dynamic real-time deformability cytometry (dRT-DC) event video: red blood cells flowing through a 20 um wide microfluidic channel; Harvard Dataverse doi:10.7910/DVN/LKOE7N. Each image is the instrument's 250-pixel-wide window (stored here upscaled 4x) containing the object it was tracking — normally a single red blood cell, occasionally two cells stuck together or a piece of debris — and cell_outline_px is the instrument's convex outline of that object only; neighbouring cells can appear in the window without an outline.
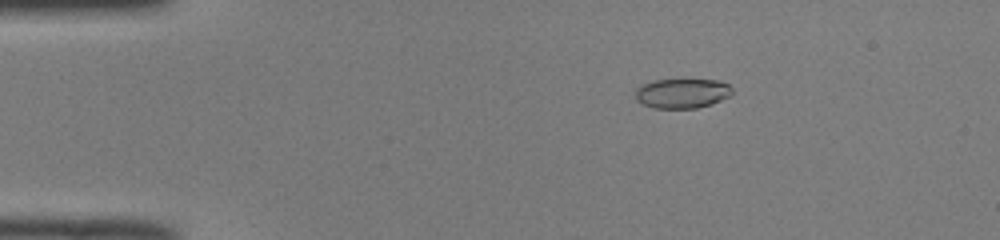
{"species": "common noctule bat (a hibernating species)", "species_latin": "Nyctalus noctula", "temperature_condition": "room temperature", "stored_images_in_passage": 47, "camera_frame_rate_fps": 3000, "um_per_image_px": 0.085, "animal": {"sex": "male", "body_mass_g": 19.0, "forearm_length_mm": 50.8}, "frame": {"image": 1, "passage_image": 5, "time_ms": 1.333, "image_size_px": [1000, 240], "cell_outline_px": [[732, 92], [728, 96], [712, 104], [696, 108], [656, 108], [640, 104], [636, 100], [636, 88], [640, 84], [652, 80], [720, 80], [728, 84], [732, 88]], "centroid_in_image_um": [57.94, 7.93], "position_along_channel_um": 27.1, "area_um2": 16.82}}
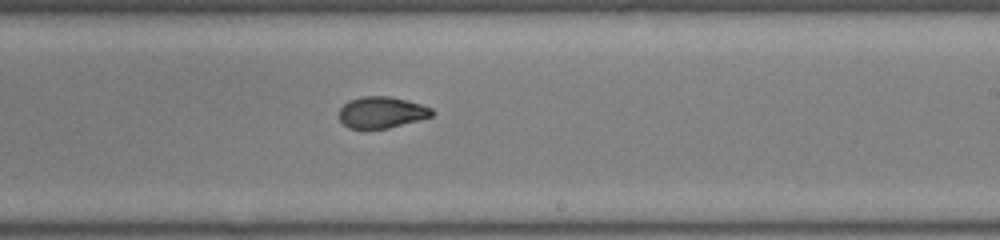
{"frame": {"image": 2, "passage_image": 27, "time_ms": 8.667, "image_size_px": [1000, 240], "cell_outline_px": [[436, 112], [432, 116], [420, 120], [388, 128], [348, 128], [340, 120], [340, 108], [348, 100], [360, 96], [392, 96], [420, 104], [432, 108]], "centroid_in_image_um": [32.46, 9.54], "position_along_channel_um": 256.5, "area_um2": 17.05}}
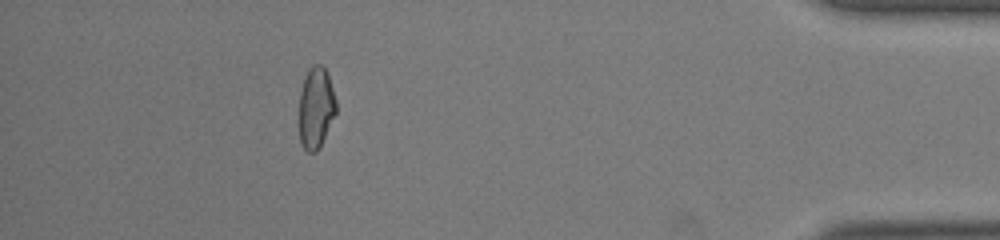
{"frame": {"image": 3, "passage_image": 42, "time_ms": 13.667, "image_size_px": [1000, 240], "cell_outline_px": [[336, 112], [316, 152], [308, 152], [300, 144], [300, 92], [304, 76], [308, 68], [312, 64], [320, 64], [324, 68], [328, 76], [336, 100]], "centroid_in_image_um": [26.84, 9.12], "position_along_channel_um": 408.4, "area_um2": 17.22}, "authors_computed_cell_mechanics": {"area_um2": 17.8602, "velocity_mm_per_s": 4.0461, "shape_relaxation_time_tau1_ms": null, "shape_relaxation_time_tau2_ms": 1.4315, "deformation_change_tau1": null, "deformation_change_tau2": 0.0561}}